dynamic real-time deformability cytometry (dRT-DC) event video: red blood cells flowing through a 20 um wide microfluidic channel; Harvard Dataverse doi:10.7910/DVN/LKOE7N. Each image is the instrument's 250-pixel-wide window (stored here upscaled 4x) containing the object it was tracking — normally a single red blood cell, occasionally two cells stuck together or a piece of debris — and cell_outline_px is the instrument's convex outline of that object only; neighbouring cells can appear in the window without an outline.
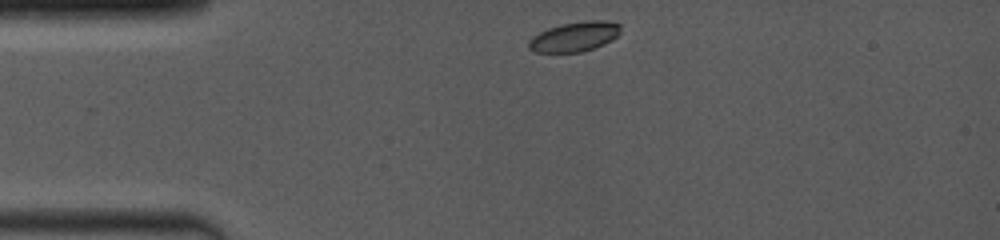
{"species": "common noctule bat (a hibernating species)", "species_latin": "Nyctalus noctula", "temperature_condition": "room temperature", "stored_images_in_passage": 2, "camera_frame_rate_fps": 4000, "um_per_image_px": 0.085, "animal": {"sex": "female", "body_mass_g": 19.0, "forearm_length_mm": 53.3}, "frame": {"image": 1, "passage_image": 1, "time_ms": 0.0, "image_size_px": [1000, 240], "cell_outline_px": [[620, 32], [612, 40], [604, 44], [580, 52], [536, 52], [528, 48], [528, 40], [532, 36], [548, 28], [564, 24], [584, 20], [604, 20], [620, 24]], "centroid_in_image_um": [48.83, 3.11], "position_along_channel_um": 36.2, "area_um2": 15.84}}